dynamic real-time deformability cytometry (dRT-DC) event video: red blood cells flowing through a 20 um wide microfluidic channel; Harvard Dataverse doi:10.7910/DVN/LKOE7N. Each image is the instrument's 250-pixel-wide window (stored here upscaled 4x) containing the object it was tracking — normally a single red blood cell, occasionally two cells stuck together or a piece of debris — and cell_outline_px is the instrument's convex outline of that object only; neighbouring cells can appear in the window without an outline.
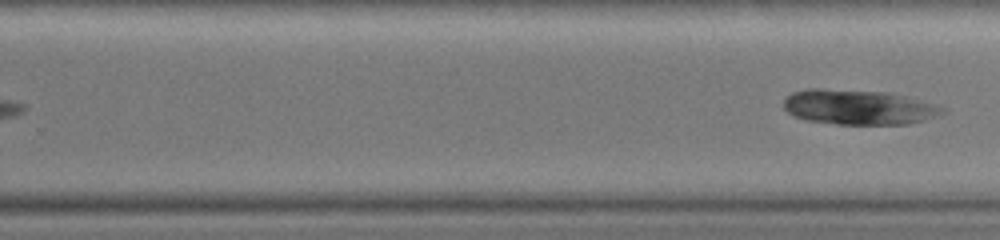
{"species": "common noctule bat (a hibernating species)", "species_latin": "Nyctalus noctula", "temperature_condition": "warm", "stored_images_in_passage": 17, "segment_of_instrument_passage": [2, 2], "camera_frame_rate_fps": 3000, "um_per_image_px": 0.085, "animal": {"sex": "female", "body_mass_g": 19.0, "forearm_length_mm": 51.5}, "frame": {"image": 1, "passage_image": 17, "time_ms": 6.333, "image_size_px": [1000, 240], "cell_outline_px": [[948, 108], [944, 112], [924, 120], [908, 124], [836, 124], [808, 120], [792, 116], [784, 108], [784, 100], [792, 92], [808, 88], [824, 88], [888, 92], [904, 96]], "centroid_in_image_um": [72.94, 9.1], "position_along_channel_um": 256.9, "area_um2": 32.31}}